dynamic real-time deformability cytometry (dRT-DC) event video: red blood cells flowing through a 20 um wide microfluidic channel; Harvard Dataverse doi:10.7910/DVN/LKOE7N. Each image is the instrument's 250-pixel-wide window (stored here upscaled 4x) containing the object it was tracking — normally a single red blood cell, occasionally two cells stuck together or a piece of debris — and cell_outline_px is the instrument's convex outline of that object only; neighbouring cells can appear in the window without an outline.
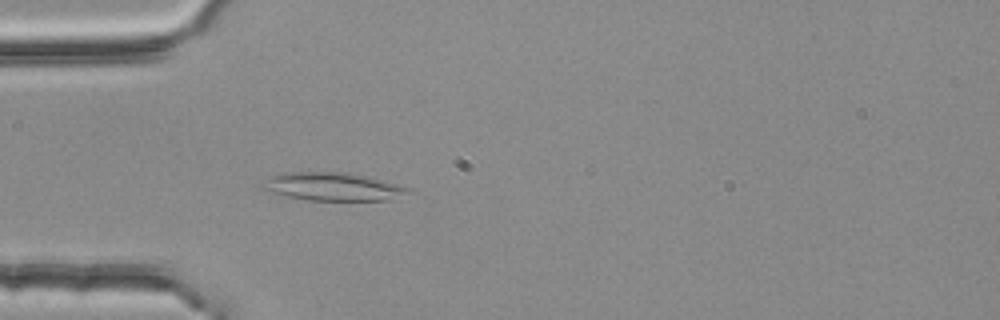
{"species": "common noctule bat (a hibernating species)", "species_latin": "Nyctalus noctula", "temperature_condition": "room temperature", "stored_images_in_passage": 52, "camera_frame_rate_fps": 3000, "um_per_image_px": 0.085, "animal": {"sex": "female", "body_mass_g": 25.1}, "frame": {"image": 1, "passage_image": 15, "time_ms": 4.667, "image_size_px": [1000, 320], "cell_outline_px": [[408, 188], [404, 192], [388, 200], [308, 200], [284, 196], [260, 188], [260, 184], [272, 176], [288, 172], [336, 172], [364, 176], [384, 180], [400, 184]], "centroid_in_image_um": [28.19, 15.86], "position_along_channel_um": 56.8, "area_um2": 23.29}}
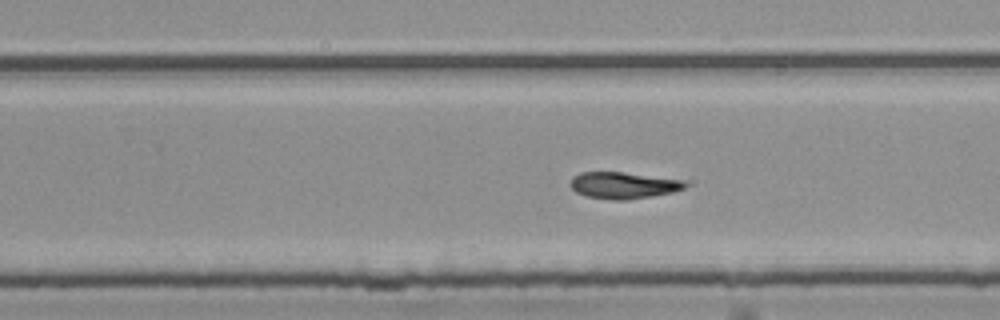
{"frame": {"image": 2, "passage_image": 33, "time_ms": 10.667, "image_size_px": [1000, 320], "cell_outline_px": [[688, 184], [684, 188], [672, 192], [652, 196], [624, 200], [612, 200], [584, 196], [576, 192], [568, 184], [572, 176], [580, 172], [620, 172], [684, 180]], "centroid_in_image_um": [52.93, 15.75], "position_along_channel_um": 276.9, "area_um2": 17.8}}
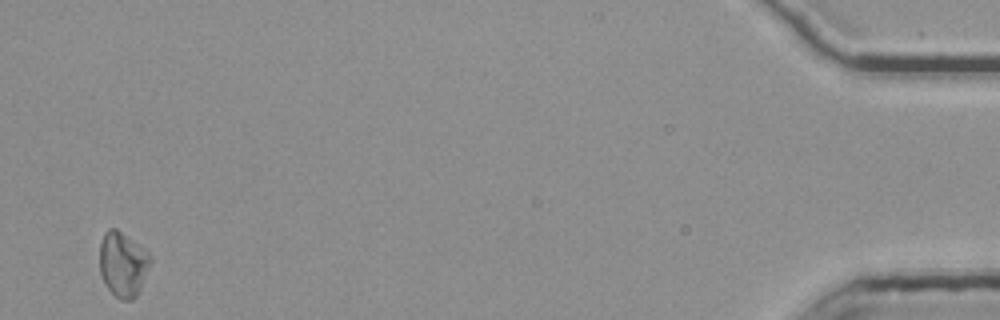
{"frame": {"image": 3, "passage_image": 52, "time_ms": 17.0, "image_size_px": [1000, 320], "cell_outline_px": [[152, 260], [140, 288], [136, 296], [132, 300], [120, 300], [104, 284], [100, 276], [100, 240], [104, 232], [108, 228], [116, 228], [144, 248], [152, 256]], "centroid_in_image_um": [10.43, 22.44], "position_along_channel_um": 424.8, "area_um2": 19.31}, "authors_computed_cell_mechanics": {"area_um2": 18.2648, "velocity_mm_per_s": 3.7519, "shape_relaxation_time_tau1_ms": 6.6437, "shape_relaxation_time_tau2_ms": null, "deformation_change_tau1": 0.1423, "deformation_change_tau2": null}}